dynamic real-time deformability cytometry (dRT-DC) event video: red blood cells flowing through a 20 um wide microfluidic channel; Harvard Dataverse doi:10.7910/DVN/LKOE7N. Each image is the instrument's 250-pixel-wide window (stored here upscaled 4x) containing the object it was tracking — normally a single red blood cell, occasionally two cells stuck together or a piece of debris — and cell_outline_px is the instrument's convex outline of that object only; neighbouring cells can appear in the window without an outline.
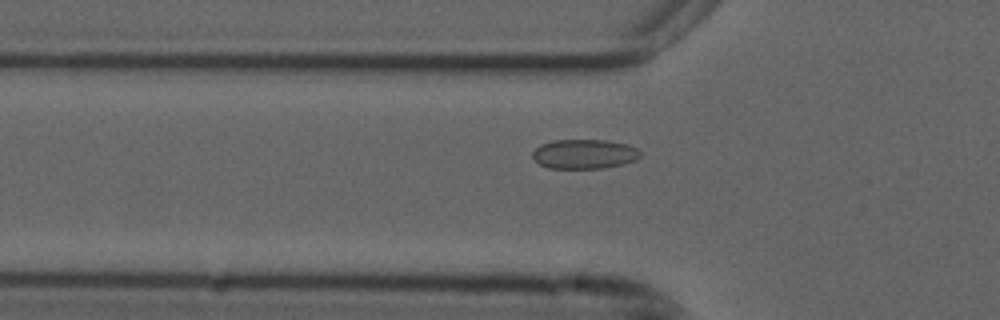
{"species": "common noctule bat (a hibernating species)", "species_latin": "Nyctalus noctula", "temperature_condition": "cold", "stored_images_in_passage": 38, "camera_frame_rate_fps": 3000, "um_per_image_px": 0.085, "animal": {"sex": "male", "forearm_length_mm": 52.5}, "frame": {"image": 1, "passage_image": 5, "time_ms": 1.333, "image_size_px": [1000, 320], "cell_outline_px": [[640, 156], [636, 160], [620, 164], [600, 168], [548, 168], [540, 164], [532, 156], [532, 152], [540, 144], [552, 140], [608, 140], [628, 144], [636, 148], [640, 152]], "centroid_in_image_um": [49.65, 13.08], "position_along_channel_um": 76.2, "area_um2": 18.44}}
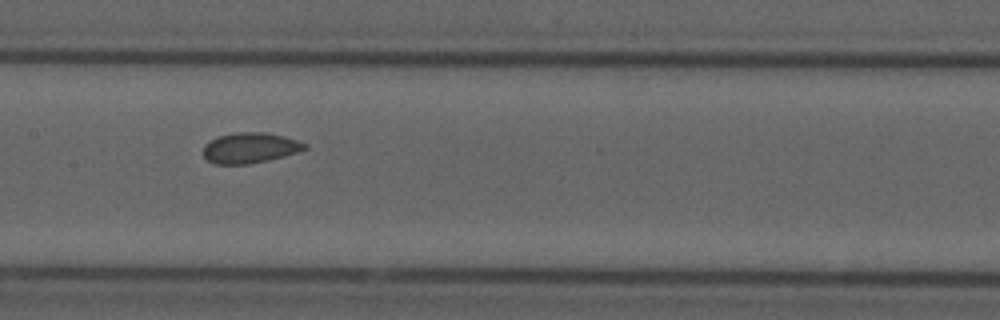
{"frame": {"image": 2, "passage_image": 14, "time_ms": 4.333, "image_size_px": [1000, 320], "cell_outline_px": [[308, 148], [284, 156], [268, 160], [248, 164], [216, 164], [208, 160], [204, 156], [204, 144], [220, 136], [240, 132], [264, 132], [284, 136], [308, 144]], "centroid_in_image_um": [21.27, 12.57], "position_along_channel_um": 186.1, "area_um2": 17.8}}
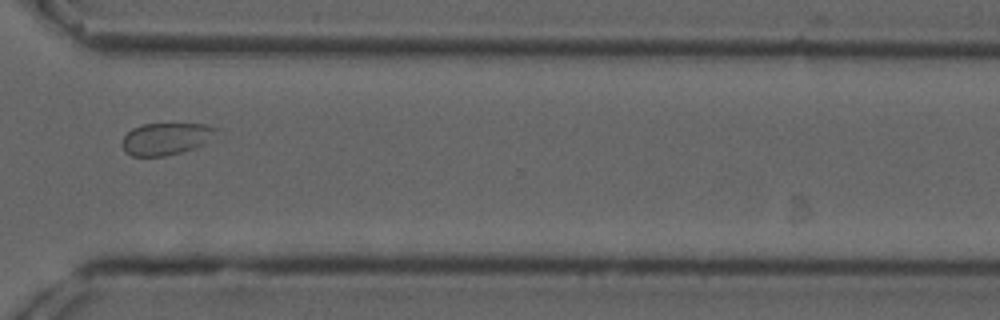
{"frame": {"image": 3, "passage_image": 28, "time_ms": 9.0, "image_size_px": [1000, 320], "cell_outline_px": [[216, 128], [204, 144], [180, 152], [164, 156], [132, 156], [124, 152], [120, 144], [124, 136], [132, 128], [144, 124], [204, 124]], "centroid_in_image_um": [13.99, 11.8], "position_along_channel_um": 356.6, "area_um2": 17.22}}